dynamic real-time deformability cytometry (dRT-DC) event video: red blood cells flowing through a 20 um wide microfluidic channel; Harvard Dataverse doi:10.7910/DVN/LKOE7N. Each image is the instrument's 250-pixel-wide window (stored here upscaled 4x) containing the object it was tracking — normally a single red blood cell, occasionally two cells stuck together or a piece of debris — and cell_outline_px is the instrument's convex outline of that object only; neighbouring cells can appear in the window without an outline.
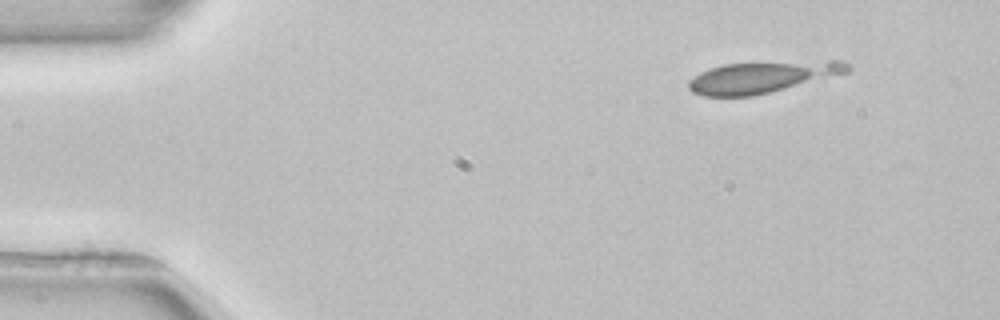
{"species": "common noctule bat (a hibernating species)", "species_latin": "Nyctalus noctula", "temperature_condition": "room temperature", "stored_images_in_passage": 3, "camera_frame_rate_fps": 3000, "um_per_image_px": 0.085, "animal": {"sex": "female", "body_mass_g": 22.7, "forearm_length_mm": 54.2}, "frame": {"image": 1, "passage_image": 1, "time_ms": 0.0, "image_size_px": [1000, 320], "cell_outline_px": [[852, 68], [848, 72], [752, 96], [704, 96], [692, 92], [688, 88], [688, 80], [700, 72], [708, 68], [724, 64], [828, 60], [844, 60]], "centroid_in_image_um": [64.76, 6.53], "position_along_channel_um": 20.2, "area_um2": 28.84}}